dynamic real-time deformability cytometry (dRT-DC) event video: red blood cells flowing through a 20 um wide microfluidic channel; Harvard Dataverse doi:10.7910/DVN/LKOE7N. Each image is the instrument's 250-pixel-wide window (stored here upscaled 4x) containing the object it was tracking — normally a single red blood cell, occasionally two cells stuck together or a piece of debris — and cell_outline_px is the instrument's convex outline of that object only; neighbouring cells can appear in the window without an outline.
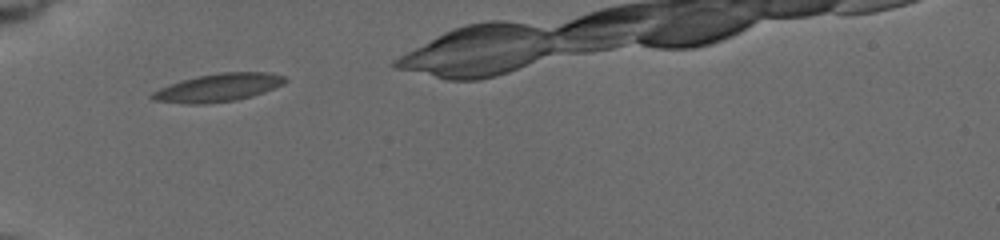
{"species": "common noctule bat (a hibernating species)", "species_latin": "Nyctalus noctula", "temperature_condition": "cold", "stored_images_in_passage": 38, "camera_frame_rate_fps": 3000, "um_per_image_px": 0.085, "animal": {"sex": "female", "body_mass_g": 19.5, "forearm_length_mm": 54.1}, "frame": {"image": 1, "passage_image": 1, "time_ms": 0.0, "image_size_px": [1000, 240], "cell_outline_px": [[288, 80], [284, 84], [252, 96], [236, 100], [204, 104], [188, 104], [152, 100], [148, 96], [152, 92], [160, 88], [180, 80], [196, 76], [220, 72], [268, 72], [284, 76]], "centroid_in_image_um": [18.53, 7.44], "position_along_channel_um": 66.5, "area_um2": 21.79}}
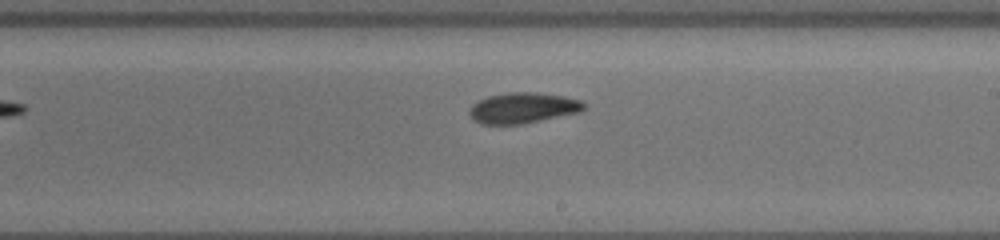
{"frame": {"image": 2, "passage_image": 19, "time_ms": 5.0, "image_size_px": [1000, 240], "cell_outline_px": [[588, 104], [580, 112], [524, 124], [484, 124], [472, 120], [468, 112], [468, 108], [472, 104], [488, 96], [508, 92], [536, 92], [564, 96], [580, 100]], "centroid_in_image_um": [44.44, 9.17], "position_along_channel_um": 244.6, "area_um2": 20.69}}
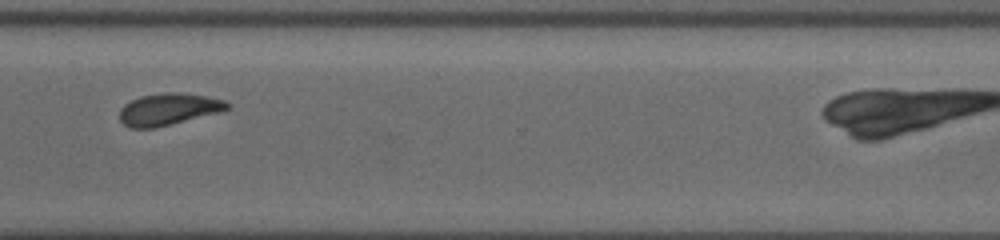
{"frame": {"image": 3, "passage_image": 30, "time_ms": 8.0, "image_size_px": [1000, 240], "cell_outline_px": [[232, 104], [228, 108], [220, 112], [156, 128], [128, 128], [120, 120], [120, 108], [124, 104], [140, 96], [164, 92], [176, 92], [208, 96], [224, 100]], "centroid_in_image_um": [14.32, 9.28], "position_along_channel_um": 356.3, "area_um2": 20.11}}